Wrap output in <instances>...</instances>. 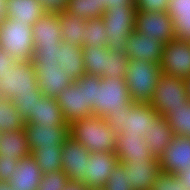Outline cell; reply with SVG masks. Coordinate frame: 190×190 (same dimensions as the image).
Masks as SVG:
<instances>
[{
    "label": "cell",
    "mask_w": 190,
    "mask_h": 190,
    "mask_svg": "<svg viewBox=\"0 0 190 190\" xmlns=\"http://www.w3.org/2000/svg\"><path fill=\"white\" fill-rule=\"evenodd\" d=\"M69 136L93 152L115 153L116 135L103 117L91 115L68 124Z\"/></svg>",
    "instance_id": "1"
},
{
    "label": "cell",
    "mask_w": 190,
    "mask_h": 190,
    "mask_svg": "<svg viewBox=\"0 0 190 190\" xmlns=\"http://www.w3.org/2000/svg\"><path fill=\"white\" fill-rule=\"evenodd\" d=\"M159 113L149 103H133L128 109L108 112L103 118L114 135L144 137Z\"/></svg>",
    "instance_id": "2"
},
{
    "label": "cell",
    "mask_w": 190,
    "mask_h": 190,
    "mask_svg": "<svg viewBox=\"0 0 190 190\" xmlns=\"http://www.w3.org/2000/svg\"><path fill=\"white\" fill-rule=\"evenodd\" d=\"M159 64L142 59L129 60L125 80L134 103H149L151 100L156 83L163 74Z\"/></svg>",
    "instance_id": "3"
},
{
    "label": "cell",
    "mask_w": 190,
    "mask_h": 190,
    "mask_svg": "<svg viewBox=\"0 0 190 190\" xmlns=\"http://www.w3.org/2000/svg\"><path fill=\"white\" fill-rule=\"evenodd\" d=\"M135 5L109 6L103 13L102 19L107 31L106 47L126 55V43L130 33L135 30Z\"/></svg>",
    "instance_id": "4"
},
{
    "label": "cell",
    "mask_w": 190,
    "mask_h": 190,
    "mask_svg": "<svg viewBox=\"0 0 190 190\" xmlns=\"http://www.w3.org/2000/svg\"><path fill=\"white\" fill-rule=\"evenodd\" d=\"M0 48L19 61L32 60L34 53L32 26L5 18L0 23Z\"/></svg>",
    "instance_id": "5"
},
{
    "label": "cell",
    "mask_w": 190,
    "mask_h": 190,
    "mask_svg": "<svg viewBox=\"0 0 190 190\" xmlns=\"http://www.w3.org/2000/svg\"><path fill=\"white\" fill-rule=\"evenodd\" d=\"M133 103L125 78H101L96 84L93 115L104 117L108 112L128 109Z\"/></svg>",
    "instance_id": "6"
},
{
    "label": "cell",
    "mask_w": 190,
    "mask_h": 190,
    "mask_svg": "<svg viewBox=\"0 0 190 190\" xmlns=\"http://www.w3.org/2000/svg\"><path fill=\"white\" fill-rule=\"evenodd\" d=\"M41 94L36 69L30 61H17L0 79V96L12 99L15 95Z\"/></svg>",
    "instance_id": "7"
},
{
    "label": "cell",
    "mask_w": 190,
    "mask_h": 190,
    "mask_svg": "<svg viewBox=\"0 0 190 190\" xmlns=\"http://www.w3.org/2000/svg\"><path fill=\"white\" fill-rule=\"evenodd\" d=\"M190 103L185 80L162 74L156 83L154 94L149 104L164 116L169 108L187 106Z\"/></svg>",
    "instance_id": "8"
},
{
    "label": "cell",
    "mask_w": 190,
    "mask_h": 190,
    "mask_svg": "<svg viewBox=\"0 0 190 190\" xmlns=\"http://www.w3.org/2000/svg\"><path fill=\"white\" fill-rule=\"evenodd\" d=\"M159 66L165 75L183 80L190 77V41L173 39L165 44Z\"/></svg>",
    "instance_id": "9"
},
{
    "label": "cell",
    "mask_w": 190,
    "mask_h": 190,
    "mask_svg": "<svg viewBox=\"0 0 190 190\" xmlns=\"http://www.w3.org/2000/svg\"><path fill=\"white\" fill-rule=\"evenodd\" d=\"M135 31L160 40L164 45L176 39L173 20L167 12H141L136 10Z\"/></svg>",
    "instance_id": "10"
},
{
    "label": "cell",
    "mask_w": 190,
    "mask_h": 190,
    "mask_svg": "<svg viewBox=\"0 0 190 190\" xmlns=\"http://www.w3.org/2000/svg\"><path fill=\"white\" fill-rule=\"evenodd\" d=\"M56 101L68 124L93 115V106L86 103L85 87H81L77 81L62 90Z\"/></svg>",
    "instance_id": "11"
},
{
    "label": "cell",
    "mask_w": 190,
    "mask_h": 190,
    "mask_svg": "<svg viewBox=\"0 0 190 190\" xmlns=\"http://www.w3.org/2000/svg\"><path fill=\"white\" fill-rule=\"evenodd\" d=\"M90 151L68 136L62 145V170L69 180L84 182L87 174V159Z\"/></svg>",
    "instance_id": "12"
},
{
    "label": "cell",
    "mask_w": 190,
    "mask_h": 190,
    "mask_svg": "<svg viewBox=\"0 0 190 190\" xmlns=\"http://www.w3.org/2000/svg\"><path fill=\"white\" fill-rule=\"evenodd\" d=\"M30 152L36 148L62 147L69 136L68 125H46L25 123Z\"/></svg>",
    "instance_id": "13"
},
{
    "label": "cell",
    "mask_w": 190,
    "mask_h": 190,
    "mask_svg": "<svg viewBox=\"0 0 190 190\" xmlns=\"http://www.w3.org/2000/svg\"><path fill=\"white\" fill-rule=\"evenodd\" d=\"M162 172L178 174L190 168V137L174 135L159 158Z\"/></svg>",
    "instance_id": "14"
},
{
    "label": "cell",
    "mask_w": 190,
    "mask_h": 190,
    "mask_svg": "<svg viewBox=\"0 0 190 190\" xmlns=\"http://www.w3.org/2000/svg\"><path fill=\"white\" fill-rule=\"evenodd\" d=\"M33 66L36 69L40 93L47 97H58L60 92L74 81L60 69L59 64H33Z\"/></svg>",
    "instance_id": "15"
},
{
    "label": "cell",
    "mask_w": 190,
    "mask_h": 190,
    "mask_svg": "<svg viewBox=\"0 0 190 190\" xmlns=\"http://www.w3.org/2000/svg\"><path fill=\"white\" fill-rule=\"evenodd\" d=\"M164 44L158 39L146 37L135 30L129 34L126 43V56L128 60L142 59L151 63H160Z\"/></svg>",
    "instance_id": "16"
},
{
    "label": "cell",
    "mask_w": 190,
    "mask_h": 190,
    "mask_svg": "<svg viewBox=\"0 0 190 190\" xmlns=\"http://www.w3.org/2000/svg\"><path fill=\"white\" fill-rule=\"evenodd\" d=\"M119 160L115 153L93 152L87 159L86 179L87 187H104L109 174L114 170Z\"/></svg>",
    "instance_id": "17"
},
{
    "label": "cell",
    "mask_w": 190,
    "mask_h": 190,
    "mask_svg": "<svg viewBox=\"0 0 190 190\" xmlns=\"http://www.w3.org/2000/svg\"><path fill=\"white\" fill-rule=\"evenodd\" d=\"M34 49L59 46L62 42L58 13L46 12L32 26Z\"/></svg>",
    "instance_id": "18"
},
{
    "label": "cell",
    "mask_w": 190,
    "mask_h": 190,
    "mask_svg": "<svg viewBox=\"0 0 190 190\" xmlns=\"http://www.w3.org/2000/svg\"><path fill=\"white\" fill-rule=\"evenodd\" d=\"M115 154L119 162H144L146 159H154L148 148V143L140 135L116 136Z\"/></svg>",
    "instance_id": "19"
},
{
    "label": "cell",
    "mask_w": 190,
    "mask_h": 190,
    "mask_svg": "<svg viewBox=\"0 0 190 190\" xmlns=\"http://www.w3.org/2000/svg\"><path fill=\"white\" fill-rule=\"evenodd\" d=\"M126 164V175L133 190H151L152 182L161 174L159 159L144 162H121Z\"/></svg>",
    "instance_id": "20"
},
{
    "label": "cell",
    "mask_w": 190,
    "mask_h": 190,
    "mask_svg": "<svg viewBox=\"0 0 190 190\" xmlns=\"http://www.w3.org/2000/svg\"><path fill=\"white\" fill-rule=\"evenodd\" d=\"M43 173L37 162L29 155L18 161L9 183L13 190H36Z\"/></svg>",
    "instance_id": "21"
},
{
    "label": "cell",
    "mask_w": 190,
    "mask_h": 190,
    "mask_svg": "<svg viewBox=\"0 0 190 190\" xmlns=\"http://www.w3.org/2000/svg\"><path fill=\"white\" fill-rule=\"evenodd\" d=\"M25 123H43L46 125H68L61 107L57 104L56 98L42 95L33 107L32 114Z\"/></svg>",
    "instance_id": "22"
},
{
    "label": "cell",
    "mask_w": 190,
    "mask_h": 190,
    "mask_svg": "<svg viewBox=\"0 0 190 190\" xmlns=\"http://www.w3.org/2000/svg\"><path fill=\"white\" fill-rule=\"evenodd\" d=\"M173 137L174 134L167 119L158 115L151 122L150 129L144 136V140L148 143V148L152 152V155L159 159Z\"/></svg>",
    "instance_id": "23"
},
{
    "label": "cell",
    "mask_w": 190,
    "mask_h": 190,
    "mask_svg": "<svg viewBox=\"0 0 190 190\" xmlns=\"http://www.w3.org/2000/svg\"><path fill=\"white\" fill-rule=\"evenodd\" d=\"M58 50L57 62L60 65V69L65 71L74 81H77L85 74L82 47L62 41L58 46Z\"/></svg>",
    "instance_id": "24"
},
{
    "label": "cell",
    "mask_w": 190,
    "mask_h": 190,
    "mask_svg": "<svg viewBox=\"0 0 190 190\" xmlns=\"http://www.w3.org/2000/svg\"><path fill=\"white\" fill-rule=\"evenodd\" d=\"M6 18L33 26L46 11L39 0H6Z\"/></svg>",
    "instance_id": "25"
},
{
    "label": "cell",
    "mask_w": 190,
    "mask_h": 190,
    "mask_svg": "<svg viewBox=\"0 0 190 190\" xmlns=\"http://www.w3.org/2000/svg\"><path fill=\"white\" fill-rule=\"evenodd\" d=\"M31 155L26 130L0 131V157L21 159Z\"/></svg>",
    "instance_id": "26"
},
{
    "label": "cell",
    "mask_w": 190,
    "mask_h": 190,
    "mask_svg": "<svg viewBox=\"0 0 190 190\" xmlns=\"http://www.w3.org/2000/svg\"><path fill=\"white\" fill-rule=\"evenodd\" d=\"M110 50L108 47L82 46V55L84 59V71L86 74L104 76L107 70L108 55Z\"/></svg>",
    "instance_id": "27"
},
{
    "label": "cell",
    "mask_w": 190,
    "mask_h": 190,
    "mask_svg": "<svg viewBox=\"0 0 190 190\" xmlns=\"http://www.w3.org/2000/svg\"><path fill=\"white\" fill-rule=\"evenodd\" d=\"M60 21L61 36L63 42H68L71 45L83 46V32L85 30V20L70 15L67 12L58 13Z\"/></svg>",
    "instance_id": "28"
},
{
    "label": "cell",
    "mask_w": 190,
    "mask_h": 190,
    "mask_svg": "<svg viewBox=\"0 0 190 190\" xmlns=\"http://www.w3.org/2000/svg\"><path fill=\"white\" fill-rule=\"evenodd\" d=\"M31 155L42 173L62 170V147L36 148Z\"/></svg>",
    "instance_id": "29"
},
{
    "label": "cell",
    "mask_w": 190,
    "mask_h": 190,
    "mask_svg": "<svg viewBox=\"0 0 190 190\" xmlns=\"http://www.w3.org/2000/svg\"><path fill=\"white\" fill-rule=\"evenodd\" d=\"M25 127V120L11 99L0 96V131H18Z\"/></svg>",
    "instance_id": "30"
},
{
    "label": "cell",
    "mask_w": 190,
    "mask_h": 190,
    "mask_svg": "<svg viewBox=\"0 0 190 190\" xmlns=\"http://www.w3.org/2000/svg\"><path fill=\"white\" fill-rule=\"evenodd\" d=\"M163 117L174 135L190 137V103L184 107L169 108Z\"/></svg>",
    "instance_id": "31"
},
{
    "label": "cell",
    "mask_w": 190,
    "mask_h": 190,
    "mask_svg": "<svg viewBox=\"0 0 190 190\" xmlns=\"http://www.w3.org/2000/svg\"><path fill=\"white\" fill-rule=\"evenodd\" d=\"M107 31L102 17L85 21L83 46L105 47L108 43Z\"/></svg>",
    "instance_id": "32"
},
{
    "label": "cell",
    "mask_w": 190,
    "mask_h": 190,
    "mask_svg": "<svg viewBox=\"0 0 190 190\" xmlns=\"http://www.w3.org/2000/svg\"><path fill=\"white\" fill-rule=\"evenodd\" d=\"M105 11L95 0H68L65 12L87 21L102 17Z\"/></svg>",
    "instance_id": "33"
},
{
    "label": "cell",
    "mask_w": 190,
    "mask_h": 190,
    "mask_svg": "<svg viewBox=\"0 0 190 190\" xmlns=\"http://www.w3.org/2000/svg\"><path fill=\"white\" fill-rule=\"evenodd\" d=\"M128 62L129 60L125 54L110 51L108 55L107 70H105L102 78H125Z\"/></svg>",
    "instance_id": "34"
},
{
    "label": "cell",
    "mask_w": 190,
    "mask_h": 190,
    "mask_svg": "<svg viewBox=\"0 0 190 190\" xmlns=\"http://www.w3.org/2000/svg\"><path fill=\"white\" fill-rule=\"evenodd\" d=\"M125 172L126 164L118 162L114 170L109 174V178L103 188L105 190H133Z\"/></svg>",
    "instance_id": "35"
},
{
    "label": "cell",
    "mask_w": 190,
    "mask_h": 190,
    "mask_svg": "<svg viewBox=\"0 0 190 190\" xmlns=\"http://www.w3.org/2000/svg\"><path fill=\"white\" fill-rule=\"evenodd\" d=\"M68 181L69 178L63 170L43 173L42 179L36 190H64Z\"/></svg>",
    "instance_id": "36"
},
{
    "label": "cell",
    "mask_w": 190,
    "mask_h": 190,
    "mask_svg": "<svg viewBox=\"0 0 190 190\" xmlns=\"http://www.w3.org/2000/svg\"><path fill=\"white\" fill-rule=\"evenodd\" d=\"M170 17L173 20L176 39L190 41V11L173 12Z\"/></svg>",
    "instance_id": "37"
},
{
    "label": "cell",
    "mask_w": 190,
    "mask_h": 190,
    "mask_svg": "<svg viewBox=\"0 0 190 190\" xmlns=\"http://www.w3.org/2000/svg\"><path fill=\"white\" fill-rule=\"evenodd\" d=\"M184 182L177 175L161 172L152 182L151 190H185Z\"/></svg>",
    "instance_id": "38"
},
{
    "label": "cell",
    "mask_w": 190,
    "mask_h": 190,
    "mask_svg": "<svg viewBox=\"0 0 190 190\" xmlns=\"http://www.w3.org/2000/svg\"><path fill=\"white\" fill-rule=\"evenodd\" d=\"M41 96L42 94L15 95L11 100L21 117L26 121L32 114L35 103L38 102Z\"/></svg>",
    "instance_id": "39"
},
{
    "label": "cell",
    "mask_w": 190,
    "mask_h": 190,
    "mask_svg": "<svg viewBox=\"0 0 190 190\" xmlns=\"http://www.w3.org/2000/svg\"><path fill=\"white\" fill-rule=\"evenodd\" d=\"M58 46L54 47H41L34 49L32 63L33 64H55L58 65Z\"/></svg>",
    "instance_id": "40"
},
{
    "label": "cell",
    "mask_w": 190,
    "mask_h": 190,
    "mask_svg": "<svg viewBox=\"0 0 190 190\" xmlns=\"http://www.w3.org/2000/svg\"><path fill=\"white\" fill-rule=\"evenodd\" d=\"M101 81L100 76L84 74L81 76L77 82L81 87H85L86 103H89L95 108V94H96V84Z\"/></svg>",
    "instance_id": "41"
},
{
    "label": "cell",
    "mask_w": 190,
    "mask_h": 190,
    "mask_svg": "<svg viewBox=\"0 0 190 190\" xmlns=\"http://www.w3.org/2000/svg\"><path fill=\"white\" fill-rule=\"evenodd\" d=\"M169 0H135V8L141 12H166Z\"/></svg>",
    "instance_id": "42"
},
{
    "label": "cell",
    "mask_w": 190,
    "mask_h": 190,
    "mask_svg": "<svg viewBox=\"0 0 190 190\" xmlns=\"http://www.w3.org/2000/svg\"><path fill=\"white\" fill-rule=\"evenodd\" d=\"M19 159L13 157H0V181L9 182Z\"/></svg>",
    "instance_id": "43"
},
{
    "label": "cell",
    "mask_w": 190,
    "mask_h": 190,
    "mask_svg": "<svg viewBox=\"0 0 190 190\" xmlns=\"http://www.w3.org/2000/svg\"><path fill=\"white\" fill-rule=\"evenodd\" d=\"M43 9L49 13L66 11L68 0H39Z\"/></svg>",
    "instance_id": "44"
},
{
    "label": "cell",
    "mask_w": 190,
    "mask_h": 190,
    "mask_svg": "<svg viewBox=\"0 0 190 190\" xmlns=\"http://www.w3.org/2000/svg\"><path fill=\"white\" fill-rule=\"evenodd\" d=\"M19 61L0 48V79L6 74L8 68Z\"/></svg>",
    "instance_id": "45"
},
{
    "label": "cell",
    "mask_w": 190,
    "mask_h": 190,
    "mask_svg": "<svg viewBox=\"0 0 190 190\" xmlns=\"http://www.w3.org/2000/svg\"><path fill=\"white\" fill-rule=\"evenodd\" d=\"M190 11V0H169L168 10L166 11L169 15L173 12H189Z\"/></svg>",
    "instance_id": "46"
},
{
    "label": "cell",
    "mask_w": 190,
    "mask_h": 190,
    "mask_svg": "<svg viewBox=\"0 0 190 190\" xmlns=\"http://www.w3.org/2000/svg\"><path fill=\"white\" fill-rule=\"evenodd\" d=\"M64 190H88V187L83 182L69 180Z\"/></svg>",
    "instance_id": "47"
},
{
    "label": "cell",
    "mask_w": 190,
    "mask_h": 190,
    "mask_svg": "<svg viewBox=\"0 0 190 190\" xmlns=\"http://www.w3.org/2000/svg\"><path fill=\"white\" fill-rule=\"evenodd\" d=\"M176 175L184 182L185 190H190V168H187V170L179 172Z\"/></svg>",
    "instance_id": "48"
},
{
    "label": "cell",
    "mask_w": 190,
    "mask_h": 190,
    "mask_svg": "<svg viewBox=\"0 0 190 190\" xmlns=\"http://www.w3.org/2000/svg\"><path fill=\"white\" fill-rule=\"evenodd\" d=\"M128 6L135 5V0H108V4L106 5V9L109 6Z\"/></svg>",
    "instance_id": "49"
},
{
    "label": "cell",
    "mask_w": 190,
    "mask_h": 190,
    "mask_svg": "<svg viewBox=\"0 0 190 190\" xmlns=\"http://www.w3.org/2000/svg\"><path fill=\"white\" fill-rule=\"evenodd\" d=\"M7 1L6 0H0V23L3 19L6 18V6H7Z\"/></svg>",
    "instance_id": "50"
},
{
    "label": "cell",
    "mask_w": 190,
    "mask_h": 190,
    "mask_svg": "<svg viewBox=\"0 0 190 190\" xmlns=\"http://www.w3.org/2000/svg\"><path fill=\"white\" fill-rule=\"evenodd\" d=\"M0 190H13V189H12V186L9 182L0 181Z\"/></svg>",
    "instance_id": "51"
},
{
    "label": "cell",
    "mask_w": 190,
    "mask_h": 190,
    "mask_svg": "<svg viewBox=\"0 0 190 190\" xmlns=\"http://www.w3.org/2000/svg\"><path fill=\"white\" fill-rule=\"evenodd\" d=\"M185 84H186V88H187L188 97H189V99H190V77H188V78L185 80Z\"/></svg>",
    "instance_id": "52"
},
{
    "label": "cell",
    "mask_w": 190,
    "mask_h": 190,
    "mask_svg": "<svg viewBox=\"0 0 190 190\" xmlns=\"http://www.w3.org/2000/svg\"><path fill=\"white\" fill-rule=\"evenodd\" d=\"M95 1L106 10V5L108 4V0H95Z\"/></svg>",
    "instance_id": "53"
},
{
    "label": "cell",
    "mask_w": 190,
    "mask_h": 190,
    "mask_svg": "<svg viewBox=\"0 0 190 190\" xmlns=\"http://www.w3.org/2000/svg\"><path fill=\"white\" fill-rule=\"evenodd\" d=\"M88 190H105L103 187H88Z\"/></svg>",
    "instance_id": "54"
}]
</instances>
